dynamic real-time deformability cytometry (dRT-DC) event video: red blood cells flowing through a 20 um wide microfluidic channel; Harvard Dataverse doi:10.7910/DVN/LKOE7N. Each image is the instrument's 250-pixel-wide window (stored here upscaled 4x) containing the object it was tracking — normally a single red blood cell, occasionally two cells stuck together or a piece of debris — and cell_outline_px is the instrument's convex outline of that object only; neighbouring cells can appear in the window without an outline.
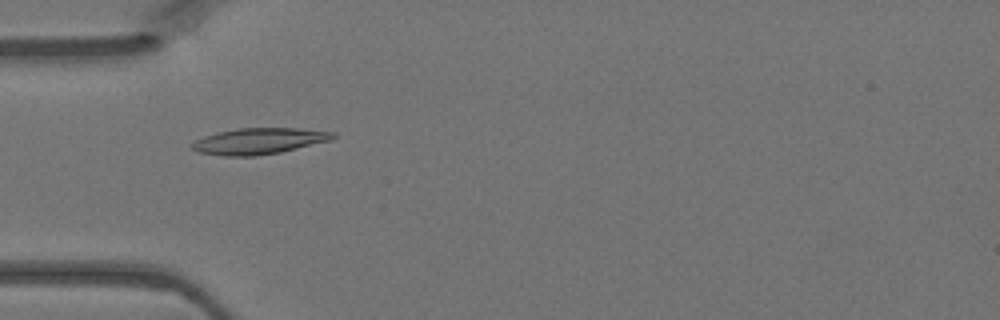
{"species": "Egyptian fruit bat (a non-hibernating species)", "species_latin": "Rousettus aegyptiacus", "temperature_condition": "warm", "stored_images_in_passage": 43, "camera_frame_rate_fps": 3000, "um_per_image_px": 0.085, "animal": {"sex": "female"}, "frame": {"image": 1, "passage_image": 10, "time_ms": 3.0, "image_size_px": [1000, 320], "cell_outline_px": [[336, 136], [332, 140], [280, 152], [256, 156], [224, 156], [200, 152], [192, 148], [192, 144], [196, 140], [204, 136], [220, 132], [240, 128], [300, 128], [336, 132]], "centroid_in_image_um": [22.07, 11.99], "position_along_channel_um": 62.9, "area_um2": 21.33}}
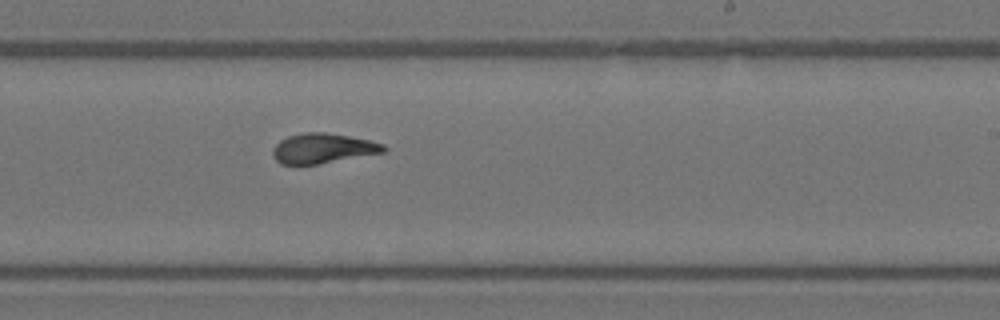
{"frame": {"image": 2, "passage_image": 24, "time_ms": 7.667, "image_size_px": [1000, 320], "cell_outline_px": [[388, 148], [384, 152], [320, 164], [280, 164], [272, 156], [272, 148], [280, 140], [288, 136], [304, 132], [324, 132], [348, 136], [368, 140], [384, 144]], "centroid_in_image_um": [27.42, 12.61], "position_along_channel_um": 261.6, "area_um2": 19.36}}
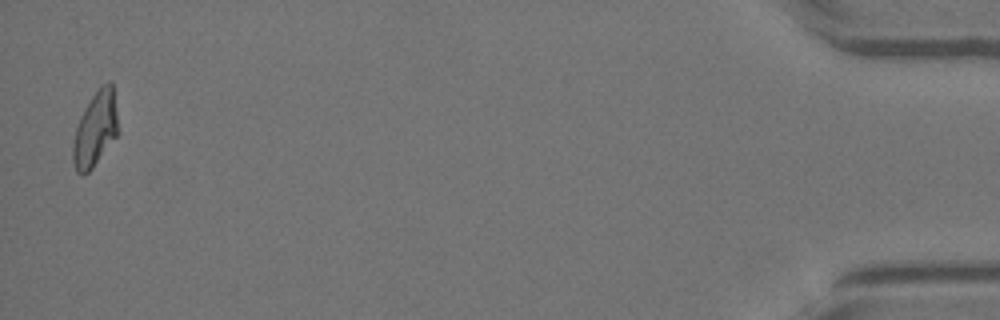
{"frame": {"image": 3, "passage_image": 42, "time_ms": 13.667, "image_size_px": [1000, 320], "cell_outline_px": [[120, 132], [92, 168], [84, 176], [76, 172], [72, 160], [72, 144], [76, 128], [80, 116], [92, 96], [100, 84], [108, 80], [112, 84]], "centroid_in_image_um": [8.1, 10.98], "position_along_channel_um": 427.1, "area_um2": 19.94}}